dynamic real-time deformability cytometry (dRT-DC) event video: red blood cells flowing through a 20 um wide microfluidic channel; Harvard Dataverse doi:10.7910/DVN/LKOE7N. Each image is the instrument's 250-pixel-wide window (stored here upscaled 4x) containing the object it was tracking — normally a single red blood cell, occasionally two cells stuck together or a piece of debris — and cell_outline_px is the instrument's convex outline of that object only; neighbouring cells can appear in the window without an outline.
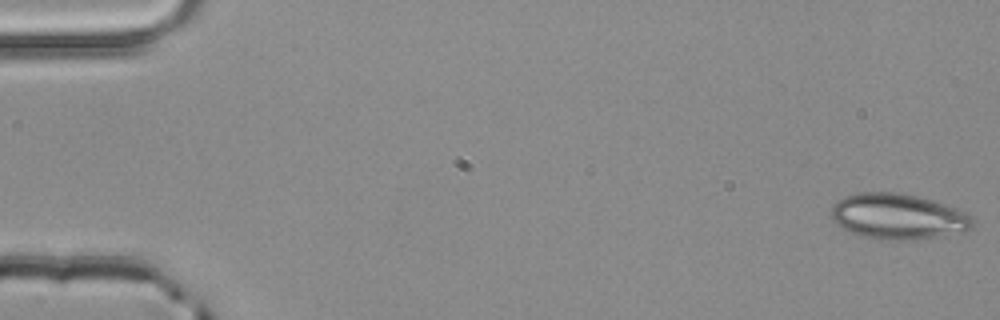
{"species": "common noctule bat (a hibernating species)", "species_latin": "Nyctalus noctula", "temperature_condition": "room temperature", "stored_images_in_passage": 4, "camera_frame_rate_fps": 3000, "um_per_image_px": 0.085, "animal": {"sex": "male", "body_mass_g": 20.4}, "frame": {"image": 1, "passage_image": 1, "time_ms": 0.0, "image_size_px": [1000, 320], "cell_outline_px": [[972, 228], [964, 232], [908, 240], [880, 240], [864, 236], [852, 232], [836, 224], [832, 220], [832, 204], [836, 200], [844, 196], [856, 192], [900, 192], [916, 196], [960, 208], [972, 216]], "centroid_in_image_um": [76.33, 18.38], "position_along_channel_um": 8.7, "area_um2": 37.74}}